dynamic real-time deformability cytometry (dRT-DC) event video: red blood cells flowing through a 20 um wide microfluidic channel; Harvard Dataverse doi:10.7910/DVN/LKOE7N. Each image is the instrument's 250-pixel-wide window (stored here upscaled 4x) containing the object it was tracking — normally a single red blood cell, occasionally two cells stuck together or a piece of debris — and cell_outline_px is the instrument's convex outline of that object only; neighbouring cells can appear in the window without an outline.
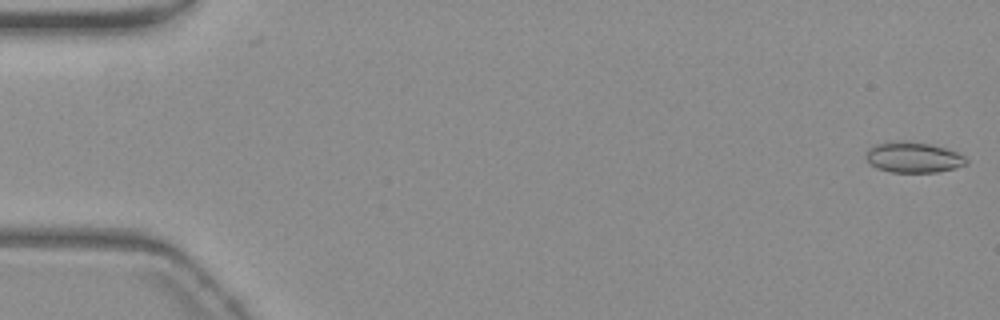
{"species": "common noctule bat (a hibernating species)", "species_latin": "Nyctalus noctula", "temperature_condition": "warm", "stored_images_in_passage": 2, "camera_frame_rate_fps": 3000, "um_per_image_px": 0.085, "animal": {"sex": "female", "body_mass_g": 19.3, "forearm_length_mm": 54.1}, "frame": {"image": 1, "passage_image": 2, "time_ms": 0.333, "image_size_px": [1000, 320], "cell_outline_px": [[968, 164], [956, 168], [936, 172], [892, 172], [876, 168], [868, 164], [864, 156], [868, 148], [876, 144], [888, 140], [908, 140], [932, 144], [956, 152], [964, 156], [968, 160]], "centroid_in_image_um": [77.58, 13.35], "position_along_channel_um": 7.4, "area_um2": 18.38}}